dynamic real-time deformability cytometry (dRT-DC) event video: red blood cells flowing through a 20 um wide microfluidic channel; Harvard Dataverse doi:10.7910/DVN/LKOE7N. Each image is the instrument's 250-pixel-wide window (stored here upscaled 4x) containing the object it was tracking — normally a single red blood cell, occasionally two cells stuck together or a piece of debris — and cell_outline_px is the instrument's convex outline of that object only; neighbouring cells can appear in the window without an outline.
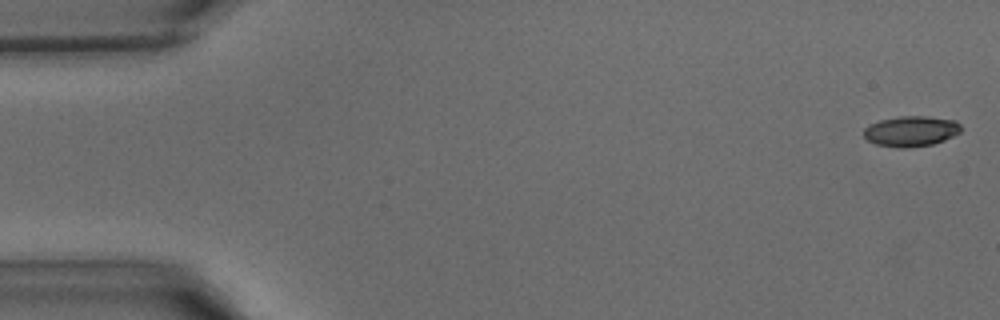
{"species": "common noctule bat (a hibernating species)", "species_latin": "Nyctalus noctula", "temperature_condition": "warm", "stored_images_in_passage": 41, "camera_frame_rate_fps": 3000, "um_per_image_px": 0.085, "animal": {"sex": "male", "body_mass_g": 15.6}, "frame": {"image": 1, "passage_image": 1, "time_ms": 0.0, "image_size_px": [1000, 320], "cell_outline_px": [[960, 132], [944, 140], [932, 144], [908, 148], [896, 148], [876, 144], [868, 140], [864, 136], [864, 128], [868, 124], [880, 120], [900, 116], [928, 116], [956, 120], [960, 124]], "centroid_in_image_um": [77.42, 11.15], "position_along_channel_um": 7.6, "area_um2": 17.34}}
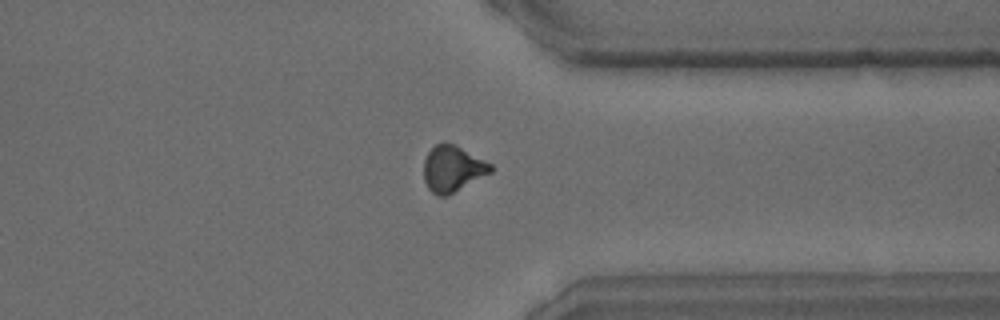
{"frame": {"image": 2, "passage_image": 32, "time_ms": 10.333, "image_size_px": [1000, 320], "cell_outline_px": [[492, 172], [448, 196], [436, 196], [428, 188], [424, 180], [424, 160], [428, 152], [436, 144], [456, 144], [492, 164]], "centroid_in_image_um": [38.48, 14.36], "position_along_channel_um": 372.9, "area_um2": 17.98}}
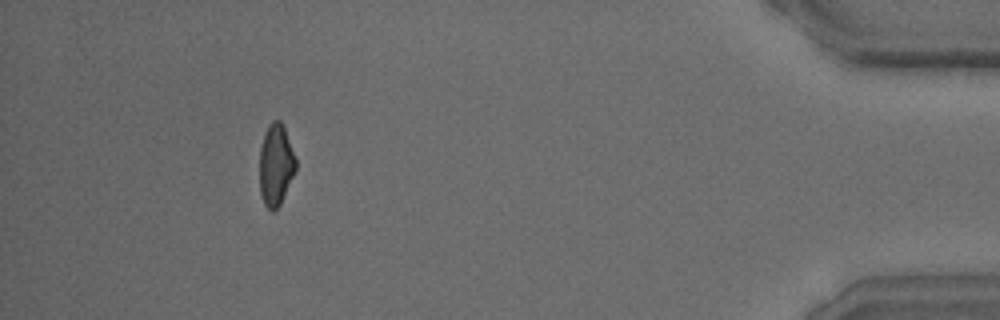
{"frame": {"image": 3, "passage_image": 38, "time_ms": 12.333, "image_size_px": [1000, 320], "cell_outline_px": [[296, 172], [280, 204], [272, 212], [264, 204], [260, 192], [260, 148], [264, 136], [272, 120], [280, 120], [284, 128], [296, 156]], "centroid_in_image_um": [23.46, 14.03], "position_along_channel_um": 411.7, "area_um2": 17.17}}